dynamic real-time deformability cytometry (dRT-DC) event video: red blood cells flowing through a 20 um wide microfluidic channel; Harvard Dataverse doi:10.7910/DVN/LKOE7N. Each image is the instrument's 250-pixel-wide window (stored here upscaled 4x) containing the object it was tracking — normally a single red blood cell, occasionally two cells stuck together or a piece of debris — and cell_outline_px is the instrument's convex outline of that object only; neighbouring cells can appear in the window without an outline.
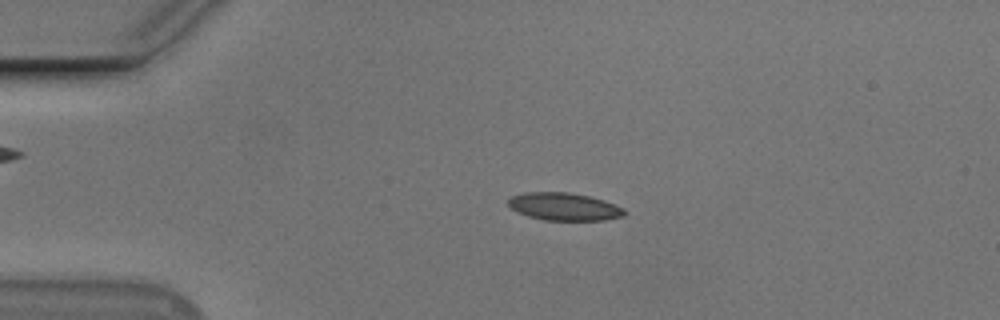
{"species": "Egyptian fruit bat (a non-hibernating species)", "species_latin": "Rousettus aegyptiacus", "temperature_condition": "cold", "stored_images_in_passage": 55, "camera_frame_rate_fps": 3000, "um_per_image_px": 0.085, "animal": {"sex": "male"}, "frame": {"image": 1, "passage_image": 12, "time_ms": 3.667, "image_size_px": [1000, 320], "cell_outline_px": [[628, 212], [624, 216], [604, 220], [544, 220], [528, 216], [516, 212], [508, 204], [508, 200], [512, 196], [524, 192], [568, 192], [588, 196], [604, 200], [616, 204], [624, 208]], "centroid_in_image_um": [47.98, 17.56], "position_along_channel_um": 37.0, "area_um2": 18.84}}
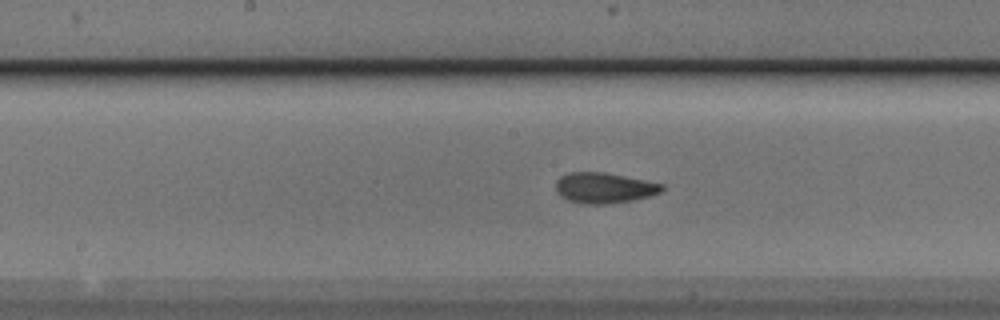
{"frame": {"image": 2, "passage_image": 28, "time_ms": 9.0, "image_size_px": [1000, 320], "cell_outline_px": [[664, 188], [660, 192], [648, 196], [612, 204], [580, 204], [568, 200], [560, 196], [556, 192], [556, 180], [560, 176], [568, 172], [604, 172], [664, 184]], "centroid_in_image_um": [51.3, 15.97], "position_along_channel_um": 196.9, "area_um2": 18.96}}
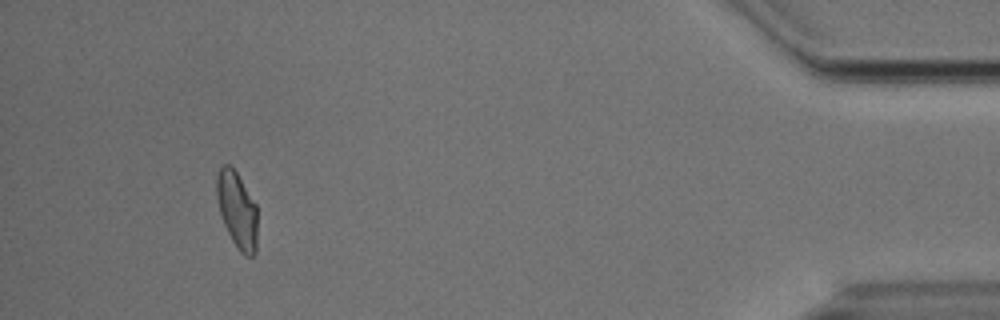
{"frame": {"image": 3, "passage_image": 51, "time_ms": 16.667, "image_size_px": [1000, 320], "cell_outline_px": [[256, 252], [252, 256], [244, 256], [240, 252], [232, 240], [224, 224], [220, 212], [216, 196], [216, 176], [220, 168], [224, 164], [228, 164], [236, 172], [256, 204]], "centroid_in_image_um": [20.14, 17.85], "position_along_channel_um": 415.1, "area_um2": 17.92}, "authors_computed_cell_mechanics": {"area_um2": 18.6116, "velocity_mm_per_s": 3.705, "shape_relaxation_time_tau1_ms": 5.6279, "shape_relaxation_time_tau2_ms": 1.7301, "deformation_change_tau1": 0.1494, "deformation_change_tau2": 0.0741}}